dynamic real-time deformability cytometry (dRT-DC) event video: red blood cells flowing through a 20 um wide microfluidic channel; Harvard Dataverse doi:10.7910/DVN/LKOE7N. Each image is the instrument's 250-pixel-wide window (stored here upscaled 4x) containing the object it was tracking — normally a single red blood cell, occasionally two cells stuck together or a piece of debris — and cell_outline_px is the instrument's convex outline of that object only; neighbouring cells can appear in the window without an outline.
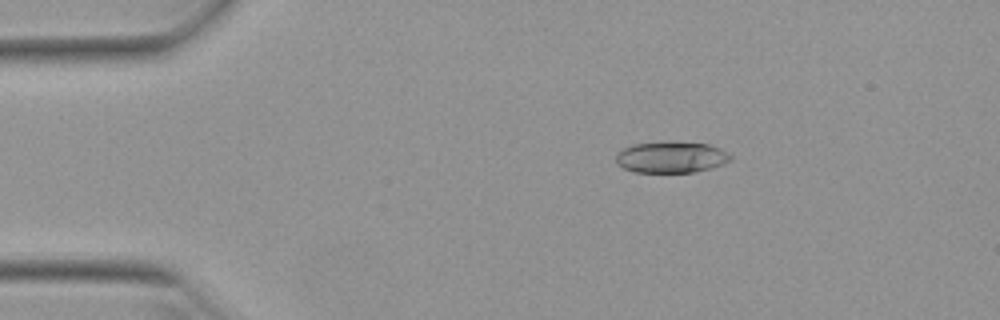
{"species": "Egyptian fruit bat (a non-hibernating species)", "species_latin": "Rousettus aegyptiacus", "temperature_condition": "warm", "stored_images_in_passage": 52, "camera_frame_rate_fps": 3000, "um_per_image_px": 0.085, "animal": {"sex": "female"}, "frame": {"image": 1, "passage_image": 9, "time_ms": 2.667, "image_size_px": [1000, 320], "cell_outline_px": [[732, 160], [724, 164], [712, 168], [692, 172], [636, 172], [624, 168], [616, 164], [616, 152], [632, 144], [708, 144], [720, 148], [728, 152], [732, 156]], "centroid_in_image_um": [57.07, 13.4], "position_along_channel_um": 27.9, "area_um2": 20.29}}
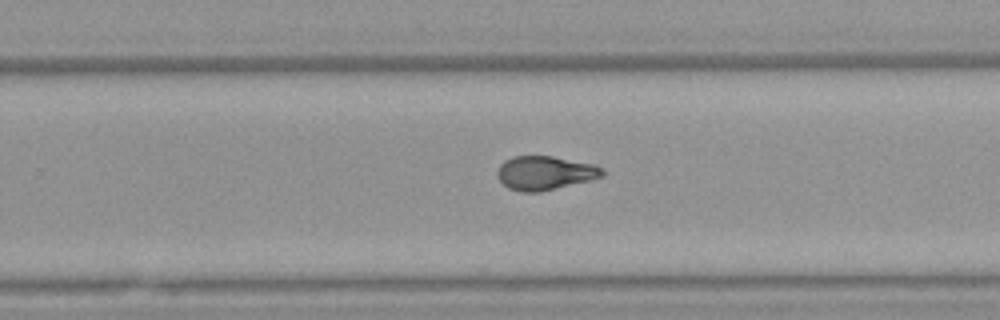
{"frame": {"image": 2, "passage_image": 33, "time_ms": 10.667, "image_size_px": [1000, 320], "cell_outline_px": [[604, 176], [592, 180], [540, 192], [520, 192], [508, 188], [496, 176], [496, 172], [500, 164], [504, 160], [512, 156], [552, 156], [596, 164], [604, 168]], "centroid_in_image_um": [46.34, 14.7], "position_along_channel_um": 283.5, "area_um2": 21.1}}
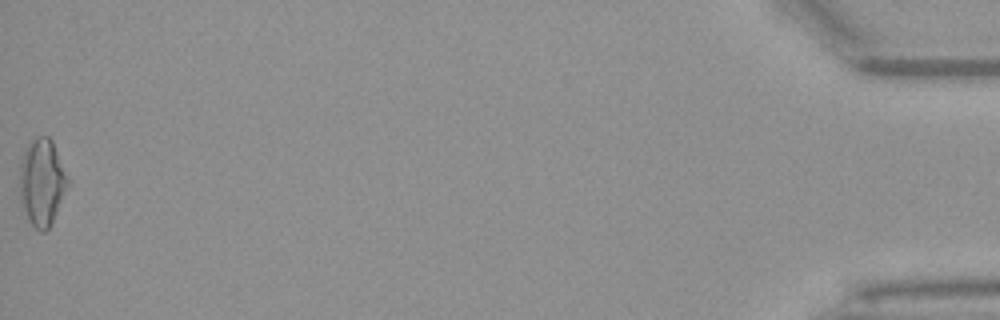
{"frame": {"image": 3, "passage_image": 52, "time_ms": 17.0, "image_size_px": [1000, 320], "cell_outline_px": [[68, 184], [52, 224], [44, 232], [40, 232], [28, 220], [20, 200], [20, 164], [24, 152], [28, 144], [36, 136], [48, 136], [52, 140], [68, 176]], "centroid_in_image_um": [3.56, 15.49], "position_along_channel_um": 431.6, "area_um2": 24.22}, "authors_computed_cell_mechanics": {"area_um2": 21.1259, "velocity_mm_per_s": 3.9398, "shape_relaxation_time_tau1_ms": 4.8835, "shape_relaxation_time_tau2_ms": 2.1239, "deformation_change_tau1": 0.1796, "deformation_change_tau2": 0.0815}}